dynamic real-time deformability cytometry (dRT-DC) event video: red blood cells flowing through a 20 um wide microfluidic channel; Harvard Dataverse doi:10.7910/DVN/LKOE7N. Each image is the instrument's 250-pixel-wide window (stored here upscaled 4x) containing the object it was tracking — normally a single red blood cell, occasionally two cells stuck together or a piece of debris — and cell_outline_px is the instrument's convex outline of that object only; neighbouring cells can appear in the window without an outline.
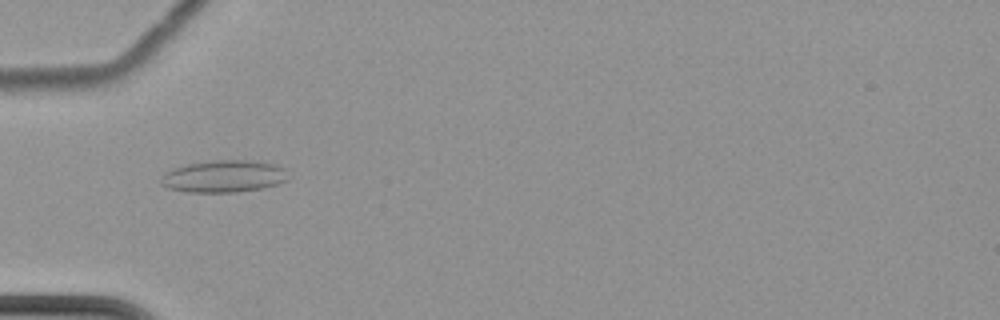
{"species": "common noctule bat (a hibernating species)", "species_latin": "Nyctalus noctula", "temperature_condition": "cold", "stored_images_in_passage": 7, "camera_frame_rate_fps": 3000, "um_per_image_px": 0.085, "animal": {"sex": "female", "body_mass_g": 22.7, "forearm_length_mm": 54.2}, "frame": {"image": 1, "passage_image": 6, "time_ms": 6.0, "image_size_px": [1000, 320], "cell_outline_px": [[288, 180], [280, 184], [264, 188], [236, 192], [188, 192], [168, 188], [160, 184], [160, 180], [164, 172], [184, 164], [212, 160], [256, 160], [276, 164], [284, 168]], "centroid_in_image_um": [19.03, 14.98], "position_along_channel_um": 66.0, "area_um2": 24.22}}